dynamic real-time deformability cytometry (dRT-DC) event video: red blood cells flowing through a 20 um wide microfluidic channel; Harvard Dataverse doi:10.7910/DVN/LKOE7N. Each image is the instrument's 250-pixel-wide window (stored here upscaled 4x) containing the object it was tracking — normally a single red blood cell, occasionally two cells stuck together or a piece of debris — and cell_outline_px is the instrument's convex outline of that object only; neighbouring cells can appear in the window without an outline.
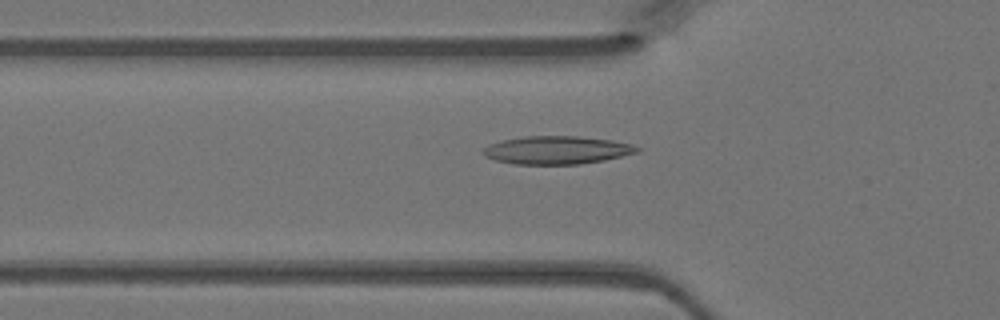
{"species": "Egyptian fruit bat (a non-hibernating species)", "species_latin": "Rousettus aegyptiacus", "temperature_condition": "warm", "stored_images_in_passage": 28, "camera_frame_rate_fps": 3000, "um_per_image_px": 0.085, "animal": {"sex": "female"}, "frame": {"image": 1, "passage_image": 5, "time_ms": 1.333, "image_size_px": [1000, 320], "cell_outline_px": [[640, 152], [604, 160], [580, 164], [516, 164], [496, 160], [484, 156], [480, 152], [484, 148], [500, 140], [524, 136], [576, 136], [612, 140], [632, 144], [640, 148]], "centroid_in_image_um": [47.34, 12.75], "position_along_channel_um": 78.5, "area_um2": 25.2}}
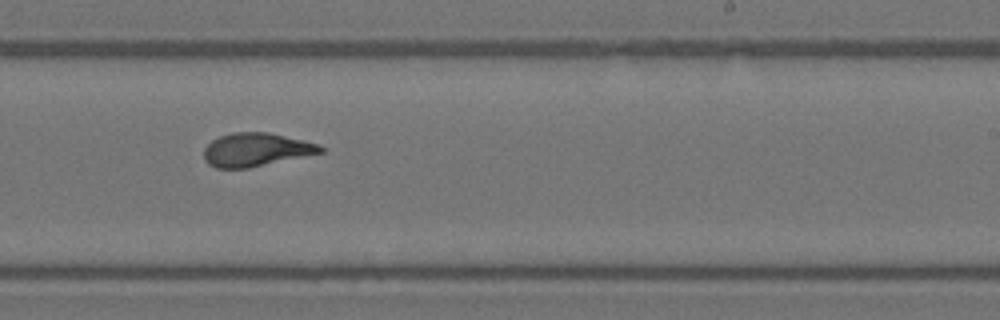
{"frame": {"image": 2, "passage_image": 18, "time_ms": 5.667, "image_size_px": [1000, 320], "cell_outline_px": [[324, 152], [248, 168], [216, 168], [208, 164], [204, 160], [204, 148], [212, 140], [220, 136], [232, 132], [268, 132], [304, 140], [320, 144], [324, 148]], "centroid_in_image_um": [21.76, 12.72], "position_along_channel_um": 267.2, "area_um2": 22.72}}
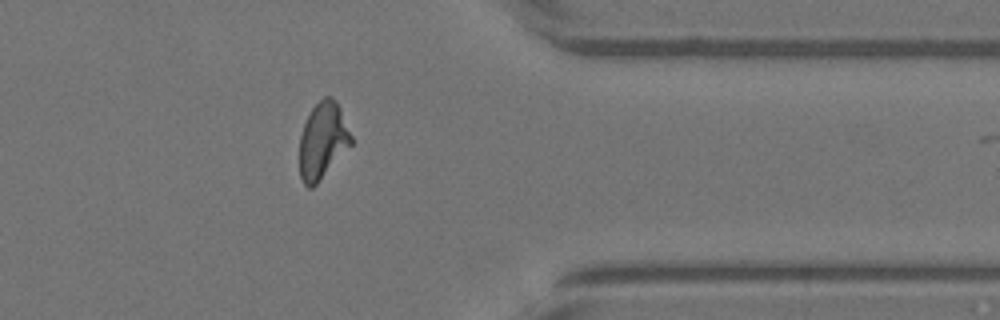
{"frame": {"image": 3, "passage_image": 27, "time_ms": 8.667, "image_size_px": [1000, 320], "cell_outline_px": [[352, 144], [316, 184], [312, 188], [308, 188], [304, 184], [300, 176], [300, 136], [304, 124], [312, 108], [324, 96], [332, 96], [336, 100], [340, 108], [352, 136]], "centroid_in_image_um": [27.43, 11.94], "position_along_channel_um": 384.0, "area_um2": 22.77}}